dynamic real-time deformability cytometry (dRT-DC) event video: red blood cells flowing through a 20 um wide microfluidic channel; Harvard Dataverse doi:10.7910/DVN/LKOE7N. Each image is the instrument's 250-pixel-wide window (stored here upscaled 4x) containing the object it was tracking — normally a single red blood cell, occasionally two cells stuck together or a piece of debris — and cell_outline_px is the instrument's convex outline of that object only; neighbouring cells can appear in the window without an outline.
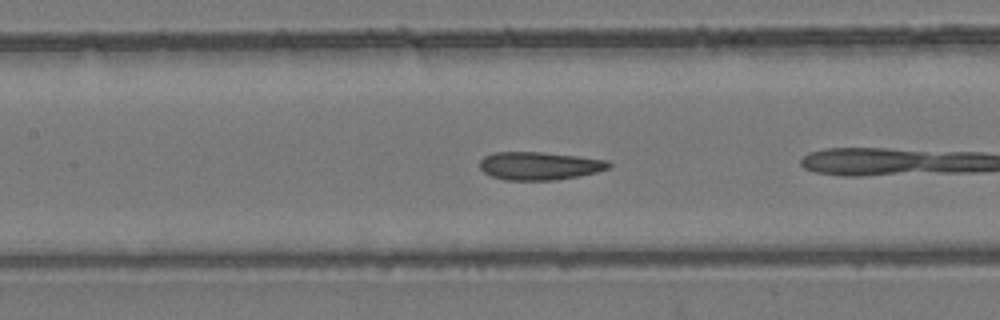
{"species": "common noctule bat (a hibernating species)", "species_latin": "Nyctalus noctula", "temperature_condition": "room temperature", "stored_images_in_passage": 14, "camera_frame_rate_fps": 3000, "um_per_image_px": 0.085, "animal": {"sex": "female", "body_mass_g": 24.6, "forearm_length_mm": 56.2}, "frame": {"image": 1, "passage_image": 7, "time_ms": 2.0, "image_size_px": [1000, 320], "cell_outline_px": [[612, 164], [608, 168], [596, 172], [580, 176], [552, 180], [504, 180], [492, 176], [484, 172], [480, 168], [480, 160], [484, 156], [492, 152], [540, 152], [576, 156], [608, 160]], "centroid_in_image_um": [45.83, 14.09], "position_along_channel_um": 161.6, "area_um2": 21.04}}
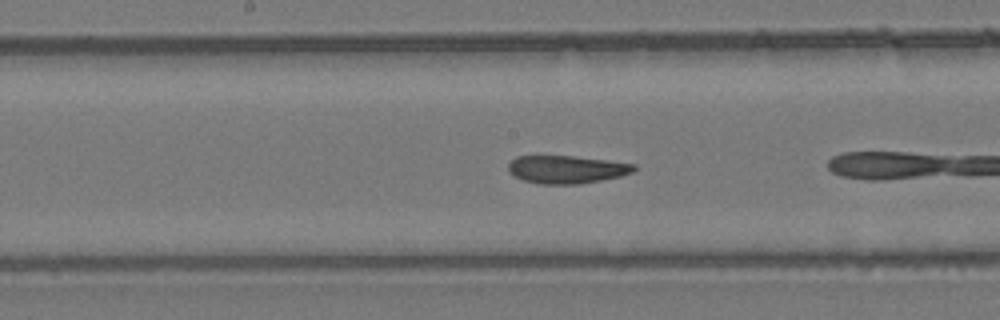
{"frame": {"image": 2, "passage_image": 10, "time_ms": 3.0, "image_size_px": [1000, 320], "cell_outline_px": [[636, 168], [632, 172], [620, 176], [580, 184], [540, 184], [524, 180], [508, 172], [508, 164], [516, 156], [572, 156], [636, 164]], "centroid_in_image_um": [48.14, 14.4], "position_along_channel_um": 200.1, "area_um2": 20.23}}